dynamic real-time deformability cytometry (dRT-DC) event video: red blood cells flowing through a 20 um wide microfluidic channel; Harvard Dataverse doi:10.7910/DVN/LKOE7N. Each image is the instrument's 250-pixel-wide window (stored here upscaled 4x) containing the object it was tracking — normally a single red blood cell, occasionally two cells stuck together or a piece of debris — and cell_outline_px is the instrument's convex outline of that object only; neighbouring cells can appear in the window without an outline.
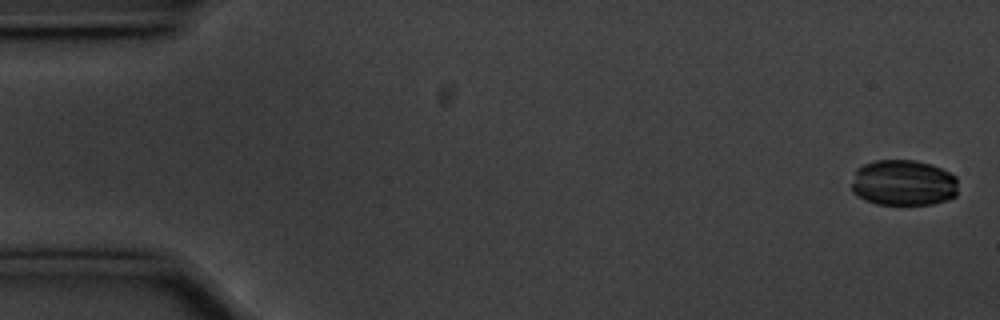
{"species": "common noctule bat (a hibernating species)", "species_latin": "Nyctalus noctula", "temperature_condition": "cold", "stored_images_in_passage": 57, "camera_frame_rate_fps": 3000, "um_per_image_px": 0.085, "animal": {"sex": "male", "body_mass_g": 20.1, "forearm_length_mm": 53.5}, "frame": {"image": 1, "passage_image": 2, "time_ms": 0.333, "image_size_px": [1000, 320], "cell_outline_px": [[956, 196], [948, 200], [932, 204], [876, 204], [864, 200], [856, 196], [852, 192], [852, 184], [856, 168], [864, 164], [876, 160], [916, 160], [932, 164], [956, 176]], "centroid_in_image_um": [76.77, 15.54], "position_along_channel_um": 8.2, "area_um2": 28.73}}
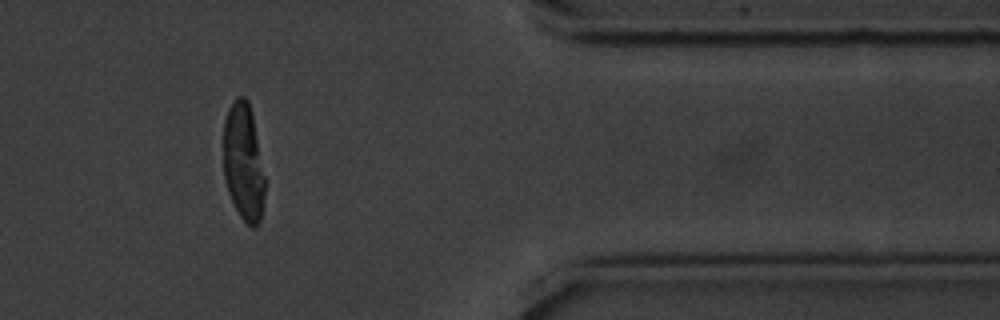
{"frame": {"image": 2, "passage_image": 47, "time_ms": 15.333, "image_size_px": [1000, 320], "cell_outline_px": [[264, 196], [260, 220], [256, 228], [252, 228], [240, 216], [228, 192], [224, 176], [224, 120], [228, 108], [240, 96], [244, 96], [248, 100], [252, 112], [264, 176]], "centroid_in_image_um": [20.69, 13.79], "position_along_channel_um": 390.7, "area_um2": 28.03}}
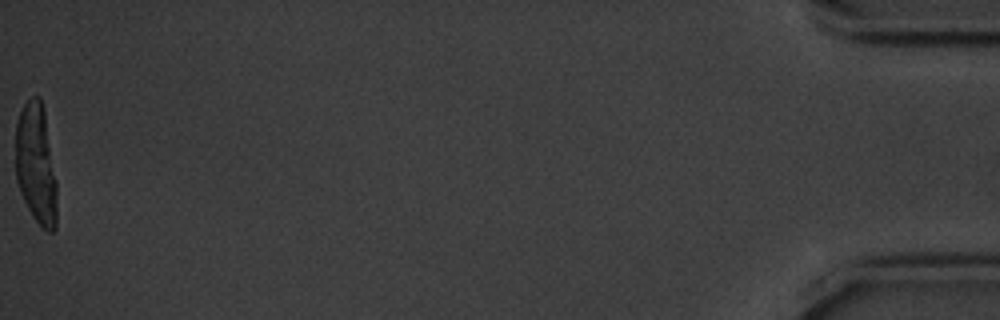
{"frame": {"image": 3, "passage_image": 57, "time_ms": 18.667, "image_size_px": [1000, 320], "cell_outline_px": [[56, 228], [52, 232], [48, 232], [40, 228], [32, 216], [20, 192], [16, 180], [16, 124], [20, 112], [24, 104], [32, 96], [40, 96], [44, 108], [56, 180]], "centroid_in_image_um": [3.07, 13.97], "position_along_channel_um": 432.1, "area_um2": 29.25}, "authors_computed_cell_mechanics": {"area_um2": 29.7092, "velocity_mm_per_s": 3.5626, "shape_relaxation_time_tau1_ms": 3.2833, "shape_relaxation_time_tau2_ms": null, "deformation_change_tau1": 0.1085, "deformation_change_tau2": null}}